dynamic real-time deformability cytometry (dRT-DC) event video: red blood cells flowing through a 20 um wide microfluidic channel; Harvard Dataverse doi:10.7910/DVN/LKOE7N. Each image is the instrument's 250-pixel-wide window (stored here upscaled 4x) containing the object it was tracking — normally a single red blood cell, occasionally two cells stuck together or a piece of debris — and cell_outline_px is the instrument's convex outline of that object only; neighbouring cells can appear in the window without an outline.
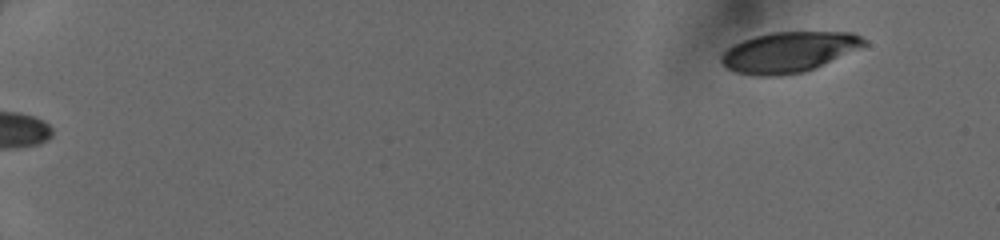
{"species": "human", "species_latin": "Homo sapiens", "temperature_condition": "cold", "stored_images_in_passage": 26, "camera_frame_rate_fps": 3000, "um_per_image_px": 0.085, "donor": {"sex": "female"}, "frame": {"image": 1, "passage_image": 1, "time_ms": 0.0, "image_size_px": [1000, 240], "cell_outline_px": [[868, 44], [860, 48], [816, 68], [804, 72], [780, 76], [756, 76], [736, 72], [728, 68], [720, 60], [720, 56], [732, 44], [756, 36], [772, 32], [852, 32], [868, 40]], "centroid_in_image_um": [67.07, 4.43], "position_along_channel_um": 17.9, "area_um2": 33.76}}
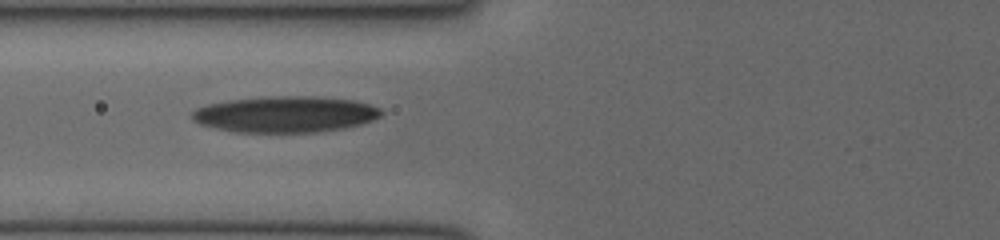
{"frame": {"image": 2, "passage_image": 19, "time_ms": 6.0, "image_size_px": [1000, 240], "cell_outline_px": [[384, 112], [380, 116], [372, 120], [360, 124], [344, 128], [320, 132], [236, 132], [216, 128], [200, 124], [192, 120], [192, 112], [196, 108], [208, 104], [228, 100], [264, 96], [316, 96], [356, 100], [380, 108]], "centroid_in_image_um": [24.26, 9.7], "position_along_channel_um": 101.5, "area_um2": 40.11}}
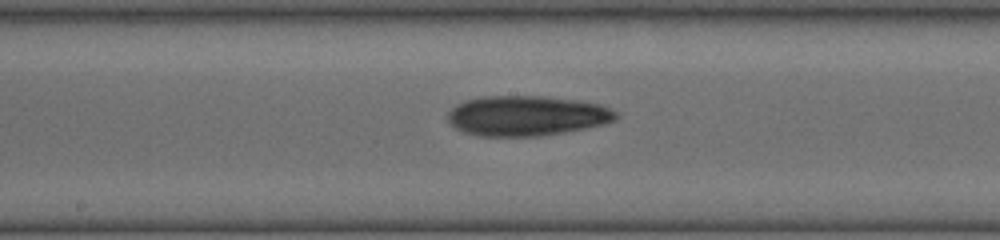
{"frame": {"image": 3, "passage_image": 26, "time_ms": 8.333, "image_size_px": [1000, 240], "cell_outline_px": [[620, 116], [612, 120], [600, 124], [584, 128], [564, 132], [540, 136], [480, 136], [464, 132], [456, 128], [448, 120], [448, 112], [456, 104], [464, 100], [484, 96], [544, 96], [600, 104], [616, 112]], "centroid_in_image_um": [44.72, 9.83], "position_along_channel_um": 203.5, "area_um2": 38.96}}